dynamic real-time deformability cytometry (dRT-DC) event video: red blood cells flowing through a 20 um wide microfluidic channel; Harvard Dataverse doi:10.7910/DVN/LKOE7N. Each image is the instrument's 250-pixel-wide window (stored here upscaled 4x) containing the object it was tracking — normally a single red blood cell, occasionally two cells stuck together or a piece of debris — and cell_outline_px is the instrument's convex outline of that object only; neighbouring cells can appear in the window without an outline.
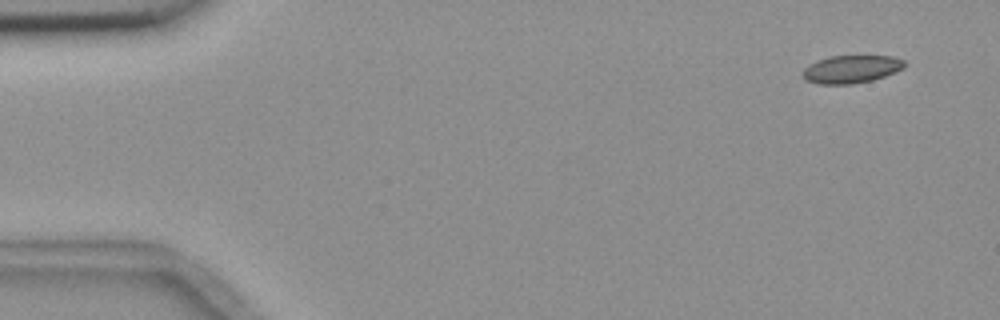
{"species": "common noctule bat (a hibernating species)", "species_latin": "Nyctalus noctula", "temperature_condition": "room temperature", "stored_images_in_passage": 7, "camera_frame_rate_fps": 3000, "um_per_image_px": 0.085, "animal": {"sex": "female", "body_mass_g": 18.4}, "frame": {"image": 1, "passage_image": 1, "time_ms": 0.0, "image_size_px": [1000, 320], "cell_outline_px": [[908, 64], [904, 68], [884, 76], [872, 80], [852, 84], [820, 84], [804, 80], [804, 68], [808, 64], [816, 60], [828, 56], [892, 56], [904, 60]], "centroid_in_image_um": [72.36, 5.87], "position_along_channel_um": 12.6, "area_um2": 16.59}}
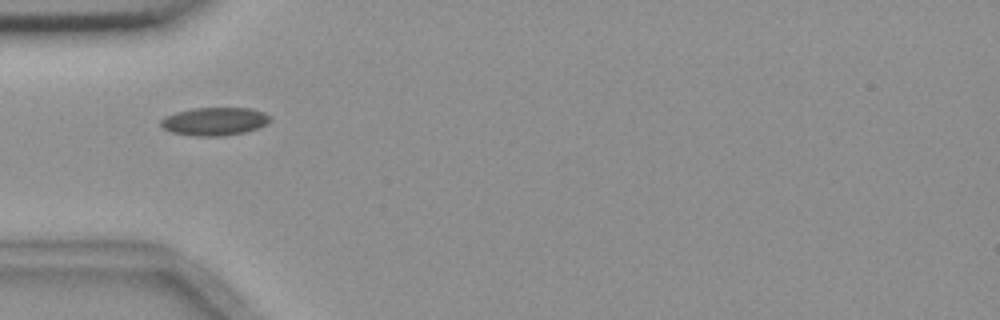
{"frame": {"image": 2, "passage_image": 5, "time_ms": 4.667, "image_size_px": [1000, 320], "cell_outline_px": [[272, 120], [268, 124], [244, 132], [224, 136], [192, 136], [172, 132], [164, 128], [160, 124], [160, 120], [176, 112], [196, 108], [248, 108], [264, 112], [272, 116]], "centroid_in_image_um": [18.28, 10.32], "position_along_channel_um": 66.7, "area_um2": 17.86}}
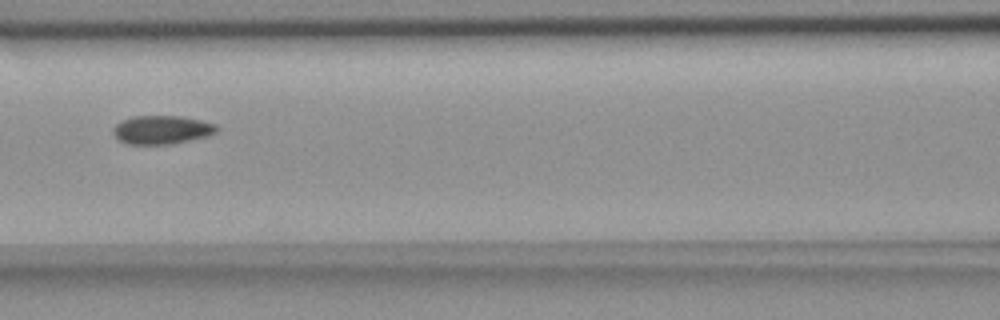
{"frame": {"image": 3, "passage_image": 7, "time_ms": 7.0, "image_size_px": [1000, 320], "cell_outline_px": [[220, 128], [216, 132], [208, 136], [172, 144], [128, 144], [120, 140], [112, 132], [112, 128], [120, 120], [132, 116], [180, 116], [200, 120], [216, 124]], "centroid_in_image_um": [13.75, 11.02], "position_along_channel_um": 152.8, "area_um2": 17.34}}